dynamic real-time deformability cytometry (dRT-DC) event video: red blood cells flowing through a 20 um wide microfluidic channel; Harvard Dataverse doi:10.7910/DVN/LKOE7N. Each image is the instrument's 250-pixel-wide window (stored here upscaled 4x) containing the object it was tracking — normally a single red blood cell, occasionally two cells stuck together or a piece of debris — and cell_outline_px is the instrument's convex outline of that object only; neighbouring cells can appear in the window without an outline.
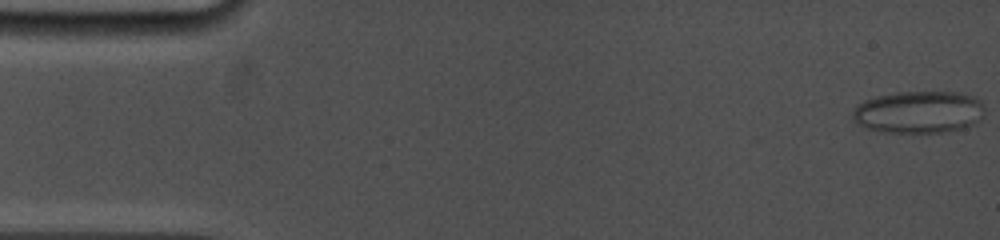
{"species": "common noctule bat (a hibernating species)", "species_latin": "Nyctalus noctula", "temperature_condition": "cold", "stored_images_in_passage": 45, "camera_frame_rate_fps": 5000, "um_per_image_px": 0.085, "animal": {"sex": "female", "body_mass_g": 19.0, "forearm_length_mm": 53.3}, "frame": {"image": 1, "passage_image": 1, "time_ms": 0.0, "image_size_px": [1000, 240], "cell_outline_px": [[984, 116], [972, 124], [964, 128], [944, 132], [884, 132], [868, 128], [852, 120], [852, 112], [856, 104], [864, 100], [876, 96], [896, 92], [960, 92], [976, 96], [980, 100], [984, 108]], "centroid_in_image_um": [78.1, 9.51], "position_along_channel_um": 6.9, "area_um2": 32.71}}
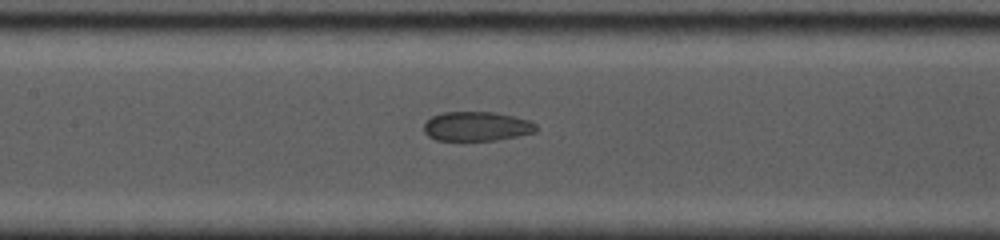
{"frame": {"image": 2, "passage_image": 20, "time_ms": 7.6, "image_size_px": [1000, 240], "cell_outline_px": [[536, 132], [496, 140], [436, 140], [428, 136], [424, 132], [424, 124], [432, 116], [444, 112], [496, 112], [528, 120], [536, 124]], "centroid_in_image_um": [40.5, 10.74], "position_along_channel_um": 166.9, "area_um2": 19.07}}
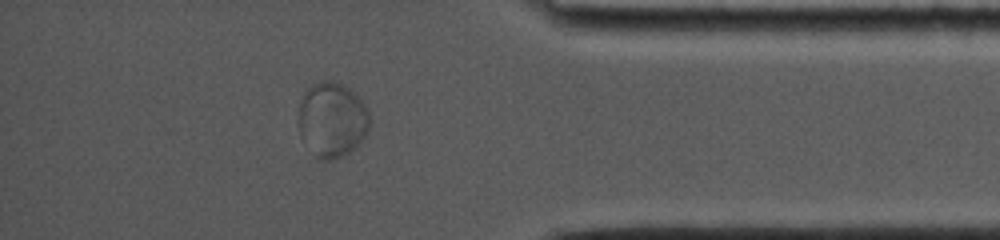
{"frame": {"image": 3, "passage_image": 39, "time_ms": 14.2, "image_size_px": [1000, 240], "cell_outline_px": [[372, 120], [368, 132], [348, 152], [332, 160], [320, 160], [316, 156], [300, 136], [300, 104], [304, 92], [312, 84], [320, 80], [332, 80], [352, 88], [364, 104]], "centroid_in_image_um": [28.25, 10.13], "position_along_channel_um": 406.9, "area_um2": 30.98}}